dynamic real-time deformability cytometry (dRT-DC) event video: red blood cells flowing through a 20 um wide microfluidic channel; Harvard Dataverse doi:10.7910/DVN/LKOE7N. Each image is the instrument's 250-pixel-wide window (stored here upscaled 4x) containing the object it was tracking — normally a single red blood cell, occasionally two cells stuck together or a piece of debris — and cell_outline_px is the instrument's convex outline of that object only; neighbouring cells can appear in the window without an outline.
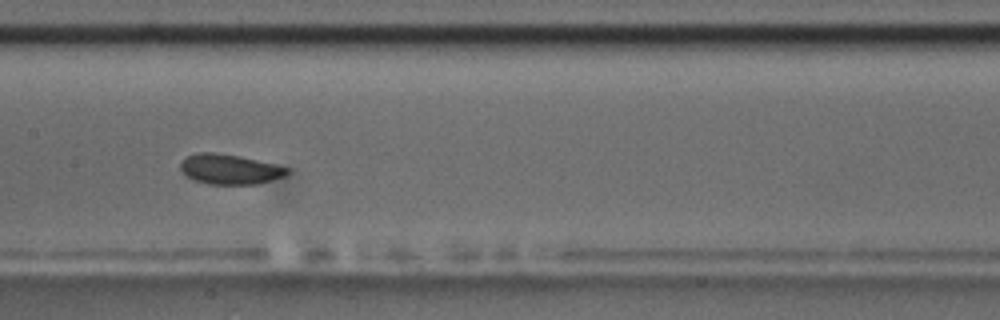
{"species": "common noctule bat (a hibernating species)", "species_latin": "Nyctalus noctula", "temperature_condition": "room temperature", "stored_images_in_passage": 8, "camera_frame_rate_fps": 3000, "um_per_image_px": 0.085, "animal": {"sex": "male", "body_mass_g": 17.5, "forearm_length_mm": 52.3}, "frame": {"image": 1, "passage_image": 8, "time_ms": 8.0, "image_size_px": [1000, 320], "cell_outline_px": [[288, 172], [284, 176], [256, 184], [208, 184], [192, 180], [180, 168], [180, 164], [188, 156], [200, 152], [212, 152], [240, 156], [288, 168]], "centroid_in_image_um": [19.49, 14.39], "position_along_channel_um": 187.9, "area_um2": 18.26}}